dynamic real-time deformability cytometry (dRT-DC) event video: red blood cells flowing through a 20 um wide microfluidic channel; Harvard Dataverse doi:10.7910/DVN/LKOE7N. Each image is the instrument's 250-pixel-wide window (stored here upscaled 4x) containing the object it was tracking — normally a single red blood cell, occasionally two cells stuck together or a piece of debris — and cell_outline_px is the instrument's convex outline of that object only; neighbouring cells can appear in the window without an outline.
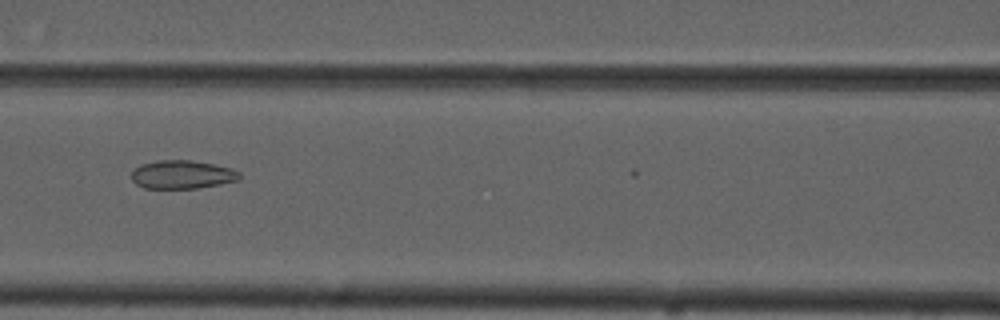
{"species": "common noctule bat (a hibernating species)", "species_latin": "Nyctalus noctula", "temperature_condition": "cold", "stored_images_in_passage": 8, "camera_frame_rate_fps": 3000, "um_per_image_px": 0.085, "animal": {"sex": "male", "forearm_length_mm": 52.5}, "frame": {"image": 1, "passage_image": 6, "time_ms": 7.333, "image_size_px": [1000, 320], "cell_outline_px": [[240, 180], [220, 184], [196, 188], [144, 188], [136, 184], [132, 180], [132, 172], [140, 164], [160, 160], [192, 160], [216, 164], [232, 168], [240, 172]], "centroid_in_image_um": [15.51, 14.83], "position_along_channel_um": 151.1, "area_um2": 17.98}}
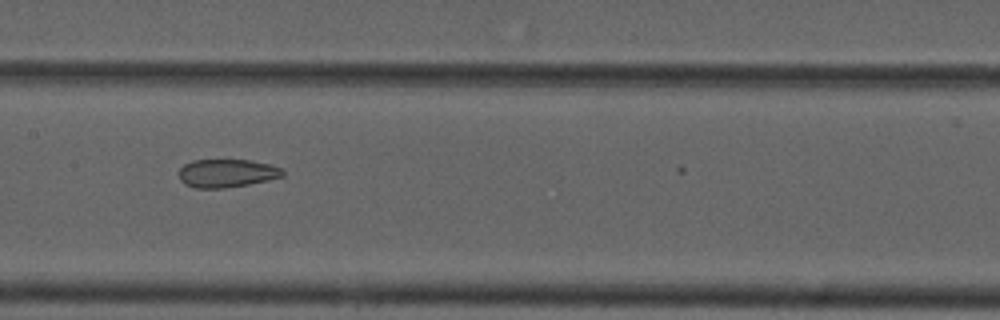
{"frame": {"image": 2, "passage_image": 7, "time_ms": 8.333, "image_size_px": [1000, 320], "cell_outline_px": [[284, 176], [268, 180], [248, 184], [224, 188], [196, 188], [184, 184], [180, 180], [180, 168], [184, 164], [192, 160], [252, 160], [284, 168]], "centroid_in_image_um": [19.29, 14.72], "position_along_channel_um": 188.1, "area_um2": 17.11}}